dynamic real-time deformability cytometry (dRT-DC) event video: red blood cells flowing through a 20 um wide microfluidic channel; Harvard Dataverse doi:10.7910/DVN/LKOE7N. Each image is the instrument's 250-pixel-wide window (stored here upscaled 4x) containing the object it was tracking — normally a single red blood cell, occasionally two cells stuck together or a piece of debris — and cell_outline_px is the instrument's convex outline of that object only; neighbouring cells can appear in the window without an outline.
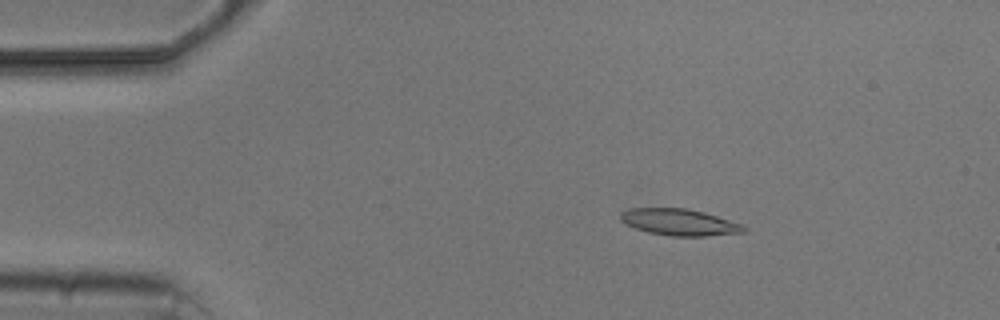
{"species": "common noctule bat (a hibernating species)", "species_latin": "Nyctalus noctula", "temperature_condition": "cold", "stored_images_in_passage": 5, "camera_frame_rate_fps": 3000, "um_per_image_px": 0.085, "animal": {"sex": "male", "body_mass_g": 20.5, "forearm_length_mm": 52.5}, "frame": {"image": 1, "passage_image": 3, "time_ms": 2.333, "image_size_px": [1000, 320], "cell_outline_px": [[748, 228], [744, 232], [704, 236], [672, 236], [648, 232], [636, 228], [620, 220], [620, 212], [628, 208], [688, 208], [704, 212], [744, 224]], "centroid_in_image_um": [57.77, 18.88], "position_along_channel_um": 27.2, "area_um2": 19.13}}
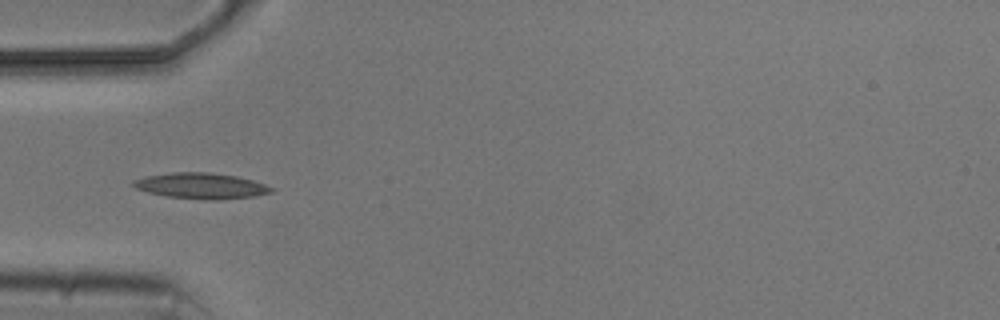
{"frame": {"image": 2, "passage_image": 5, "time_ms": 5.0, "image_size_px": [1000, 320], "cell_outline_px": [[276, 188], [272, 192], [256, 196], [220, 200], [208, 200], [168, 196], [148, 192], [136, 188], [132, 184], [136, 180], [148, 176], [172, 172], [208, 172], [236, 176], [252, 180]], "centroid_in_image_um": [17.16, 15.8], "position_along_channel_um": 67.8, "area_um2": 20.58}}